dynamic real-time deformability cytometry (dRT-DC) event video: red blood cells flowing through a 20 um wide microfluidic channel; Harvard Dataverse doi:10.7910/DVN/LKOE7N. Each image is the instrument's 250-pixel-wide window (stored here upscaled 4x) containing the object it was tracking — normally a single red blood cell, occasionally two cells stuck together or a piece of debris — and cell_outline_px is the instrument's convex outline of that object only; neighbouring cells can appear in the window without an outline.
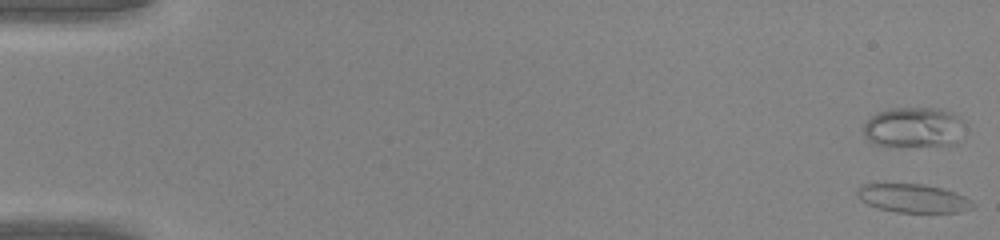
{"species": "common noctule bat (a hibernating species)", "species_latin": "Nyctalus noctula", "temperature_condition": "warm", "stored_images_in_passage": 47, "camera_frame_rate_fps": 3000, "um_per_image_px": 0.085, "animal": {"sex": "male", "body_mass_g": 20.0, "forearm_length_mm": 53.3}, "frame": {"image": 1, "passage_image": 1, "time_ms": 0.0, "image_size_px": [1000, 240], "cell_outline_px": [[976, 204], [972, 208], [956, 212], [896, 212], [876, 208], [860, 200], [856, 196], [856, 188], [860, 184], [920, 184], [940, 188], [956, 192], [972, 200]], "centroid_in_image_um": [77.57, 16.85], "position_along_channel_um": 7.4, "area_um2": 19.31}}
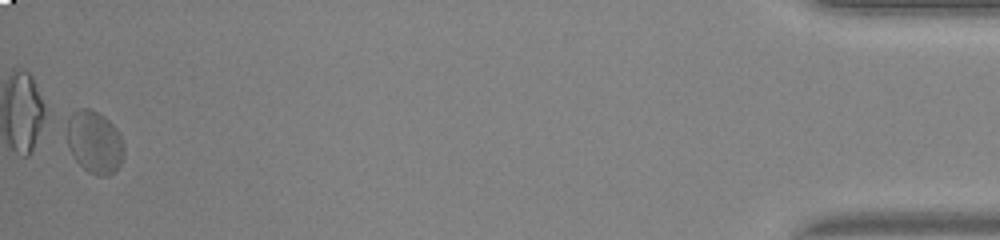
{"frame": {"image": 2, "passage_image": 47, "time_ms": 15.333, "image_size_px": [1000, 240], "cell_outline_px": [[124, 156], [120, 164], [108, 176], [96, 176], [88, 172], [76, 160], [68, 148], [68, 116], [76, 108], [88, 108], [104, 116], [116, 128], [124, 144]], "centroid_in_image_um": [8.03, 12.07], "position_along_channel_um": 427.2, "area_um2": 20.75}}